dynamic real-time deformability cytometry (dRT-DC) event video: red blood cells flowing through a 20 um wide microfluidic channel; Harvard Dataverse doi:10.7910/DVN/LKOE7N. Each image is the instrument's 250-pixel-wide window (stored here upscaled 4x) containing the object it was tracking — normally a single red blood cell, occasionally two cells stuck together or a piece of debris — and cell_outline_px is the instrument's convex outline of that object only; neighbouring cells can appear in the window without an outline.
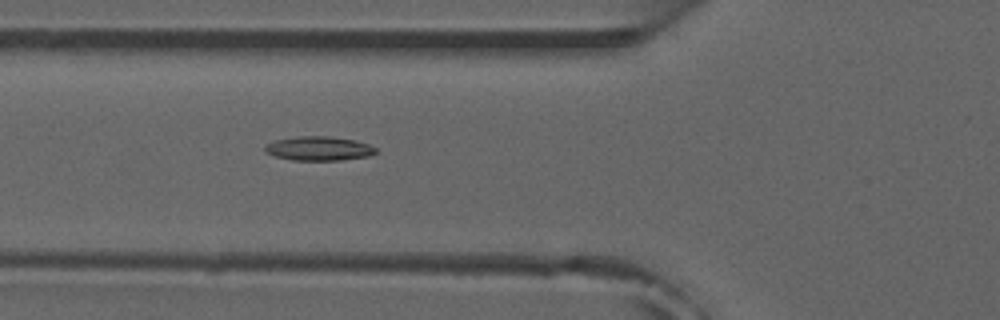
{"species": "common noctule bat (a hibernating species)", "species_latin": "Nyctalus noctula", "temperature_condition": "room temperature", "stored_images_in_passage": 27, "camera_frame_rate_fps": 3000, "um_per_image_px": 0.085, "animal": {"sex": "male", "forearm_length_mm": 52.5}, "frame": {"image": 1, "passage_image": 12, "time_ms": 3.667, "image_size_px": [1000, 320], "cell_outline_px": [[376, 152], [368, 156], [340, 160], [292, 160], [276, 156], [264, 152], [264, 144], [276, 140], [296, 136], [328, 136], [352, 140], [368, 144], [376, 148]], "centroid_in_image_um": [27.04, 12.62], "position_along_channel_um": 98.8, "area_um2": 15.49}}
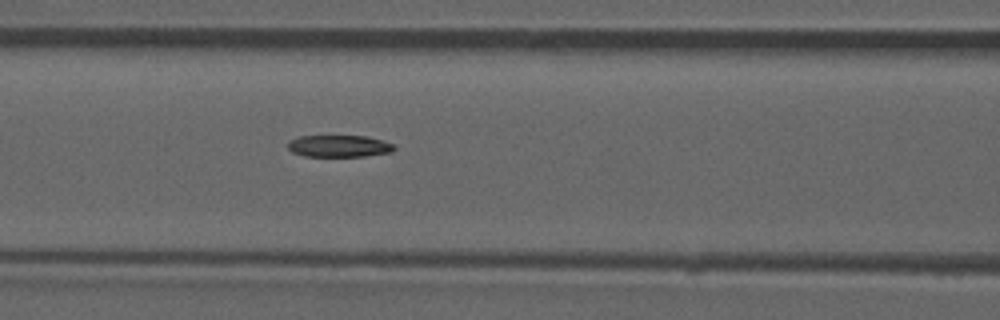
{"frame": {"image": 2, "passage_image": 15, "time_ms": 4.667, "image_size_px": [1000, 320], "cell_outline_px": [[396, 148], [392, 152], [364, 156], [304, 156], [292, 152], [288, 148], [288, 140], [300, 136], [368, 136], [384, 140], [392, 144]], "centroid_in_image_um": [28.82, 12.41], "position_along_channel_um": 137.8, "area_um2": 13.64}}